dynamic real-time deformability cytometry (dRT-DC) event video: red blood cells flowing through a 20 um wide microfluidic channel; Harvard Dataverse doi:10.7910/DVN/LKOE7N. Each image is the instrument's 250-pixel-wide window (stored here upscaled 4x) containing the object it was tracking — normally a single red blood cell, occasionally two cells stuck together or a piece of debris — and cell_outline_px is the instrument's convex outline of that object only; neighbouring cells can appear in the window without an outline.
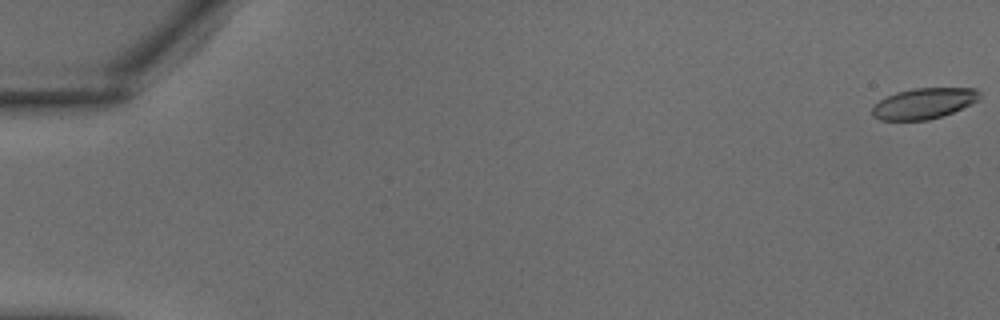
{"species": "common noctule bat (a hibernating species)", "species_latin": "Nyctalus noctula", "temperature_condition": "warm", "stored_images_in_passage": 33, "camera_frame_rate_fps": 3000, "um_per_image_px": 0.085, "animal": {"sex": "male", "body_mass_g": 18.8}, "frame": {"image": 1, "passage_image": 1, "time_ms": 0.0, "image_size_px": [1000, 320], "cell_outline_px": [[980, 100], [944, 116], [928, 120], [880, 120], [872, 116], [872, 108], [880, 100], [896, 92], [916, 88], [976, 88], [980, 92]], "centroid_in_image_um": [78.55, 8.79], "position_along_channel_um": 6.4, "area_um2": 19.31}}
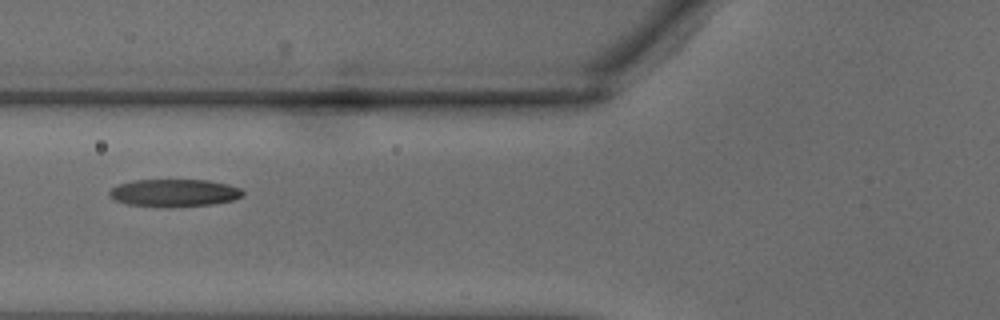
{"frame": {"image": 2, "passage_image": 16, "time_ms": 5.0, "image_size_px": [1000, 320], "cell_outline_px": [[244, 196], [236, 200], [212, 204], [176, 208], [164, 208], [124, 204], [108, 196], [108, 192], [116, 184], [132, 180], [208, 180], [228, 184], [240, 188], [244, 192]], "centroid_in_image_um": [14.8, 16.41], "position_along_channel_um": 111.0, "area_um2": 22.08}}
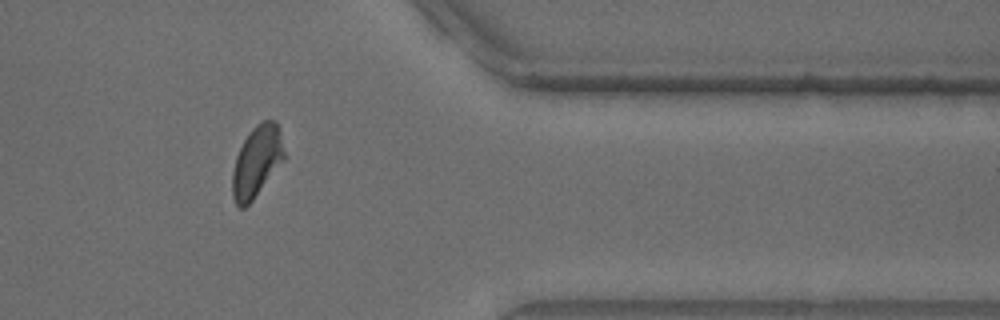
{"frame": {"image": 3, "passage_image": 32, "time_ms": 10.333, "image_size_px": [1000, 320], "cell_outline_px": [[284, 160], [252, 200], [244, 208], [240, 208], [236, 204], [232, 196], [232, 172], [236, 156], [244, 140], [252, 128], [256, 124], [264, 120], [276, 120], [284, 152]], "centroid_in_image_um": [21.8, 13.73], "position_along_channel_um": 389.6, "area_um2": 21.15}}